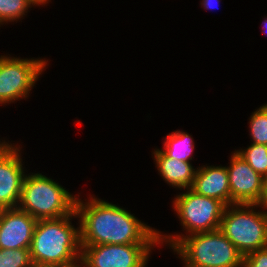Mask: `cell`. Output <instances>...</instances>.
I'll use <instances>...</instances> for the list:
<instances>
[{"label":"cell","mask_w":267,"mask_h":267,"mask_svg":"<svg viewBox=\"0 0 267 267\" xmlns=\"http://www.w3.org/2000/svg\"><path fill=\"white\" fill-rule=\"evenodd\" d=\"M186 190L175 197L172 205L186 235H164L159 231V244L169 243L171 249L187 235L218 230L226 207L220 200L199 195L191 188Z\"/></svg>","instance_id":"5b68a950"},{"label":"cell","mask_w":267,"mask_h":267,"mask_svg":"<svg viewBox=\"0 0 267 267\" xmlns=\"http://www.w3.org/2000/svg\"><path fill=\"white\" fill-rule=\"evenodd\" d=\"M258 206L259 204L228 205L220 222L218 230L243 256L267 247V212L253 209Z\"/></svg>","instance_id":"8992f818"},{"label":"cell","mask_w":267,"mask_h":267,"mask_svg":"<svg viewBox=\"0 0 267 267\" xmlns=\"http://www.w3.org/2000/svg\"><path fill=\"white\" fill-rule=\"evenodd\" d=\"M193 138L184 131H173L167 135L161 149L168 157L190 162L193 156L194 143Z\"/></svg>","instance_id":"5bb4252c"},{"label":"cell","mask_w":267,"mask_h":267,"mask_svg":"<svg viewBox=\"0 0 267 267\" xmlns=\"http://www.w3.org/2000/svg\"><path fill=\"white\" fill-rule=\"evenodd\" d=\"M36 4L32 0H0V26L14 22L27 15L28 9Z\"/></svg>","instance_id":"2e32d148"},{"label":"cell","mask_w":267,"mask_h":267,"mask_svg":"<svg viewBox=\"0 0 267 267\" xmlns=\"http://www.w3.org/2000/svg\"><path fill=\"white\" fill-rule=\"evenodd\" d=\"M154 160L157 170L161 177L180 190L188 189L193 186L196 170L190 162L172 159L168 157L161 149H154Z\"/></svg>","instance_id":"4fadbf2b"},{"label":"cell","mask_w":267,"mask_h":267,"mask_svg":"<svg viewBox=\"0 0 267 267\" xmlns=\"http://www.w3.org/2000/svg\"><path fill=\"white\" fill-rule=\"evenodd\" d=\"M191 189L199 195L220 200L226 206L231 205L226 166H202L197 168Z\"/></svg>","instance_id":"7c38bea8"},{"label":"cell","mask_w":267,"mask_h":267,"mask_svg":"<svg viewBox=\"0 0 267 267\" xmlns=\"http://www.w3.org/2000/svg\"><path fill=\"white\" fill-rule=\"evenodd\" d=\"M29 249H0V267H31Z\"/></svg>","instance_id":"ac0fdd59"},{"label":"cell","mask_w":267,"mask_h":267,"mask_svg":"<svg viewBox=\"0 0 267 267\" xmlns=\"http://www.w3.org/2000/svg\"><path fill=\"white\" fill-rule=\"evenodd\" d=\"M243 267H267V247L244 256Z\"/></svg>","instance_id":"d6986e66"},{"label":"cell","mask_w":267,"mask_h":267,"mask_svg":"<svg viewBox=\"0 0 267 267\" xmlns=\"http://www.w3.org/2000/svg\"><path fill=\"white\" fill-rule=\"evenodd\" d=\"M259 207L262 208L261 210H263V209L267 210V179H265V194H264V198H263L261 204H259Z\"/></svg>","instance_id":"44dd1931"},{"label":"cell","mask_w":267,"mask_h":267,"mask_svg":"<svg viewBox=\"0 0 267 267\" xmlns=\"http://www.w3.org/2000/svg\"><path fill=\"white\" fill-rule=\"evenodd\" d=\"M36 223L18 207L0 209V249H29Z\"/></svg>","instance_id":"8fae6325"},{"label":"cell","mask_w":267,"mask_h":267,"mask_svg":"<svg viewBox=\"0 0 267 267\" xmlns=\"http://www.w3.org/2000/svg\"><path fill=\"white\" fill-rule=\"evenodd\" d=\"M264 27H265V29L267 30V20L265 19V21H264Z\"/></svg>","instance_id":"cb8c5ba5"},{"label":"cell","mask_w":267,"mask_h":267,"mask_svg":"<svg viewBox=\"0 0 267 267\" xmlns=\"http://www.w3.org/2000/svg\"><path fill=\"white\" fill-rule=\"evenodd\" d=\"M36 6H40V5H46L47 3H49L50 1L49 0H32Z\"/></svg>","instance_id":"7402d4cb"},{"label":"cell","mask_w":267,"mask_h":267,"mask_svg":"<svg viewBox=\"0 0 267 267\" xmlns=\"http://www.w3.org/2000/svg\"><path fill=\"white\" fill-rule=\"evenodd\" d=\"M47 62L45 58L0 56V105L27 98Z\"/></svg>","instance_id":"52a82bcc"},{"label":"cell","mask_w":267,"mask_h":267,"mask_svg":"<svg viewBox=\"0 0 267 267\" xmlns=\"http://www.w3.org/2000/svg\"><path fill=\"white\" fill-rule=\"evenodd\" d=\"M173 251L186 267H243L244 256L219 230L187 235Z\"/></svg>","instance_id":"277c9868"},{"label":"cell","mask_w":267,"mask_h":267,"mask_svg":"<svg viewBox=\"0 0 267 267\" xmlns=\"http://www.w3.org/2000/svg\"><path fill=\"white\" fill-rule=\"evenodd\" d=\"M89 198L88 202L77 198L75 204L81 246L159 244V231L126 209L93 195Z\"/></svg>","instance_id":"6da1fadb"},{"label":"cell","mask_w":267,"mask_h":267,"mask_svg":"<svg viewBox=\"0 0 267 267\" xmlns=\"http://www.w3.org/2000/svg\"><path fill=\"white\" fill-rule=\"evenodd\" d=\"M77 196L41 173L24 177L18 208L36 220L56 219L75 211Z\"/></svg>","instance_id":"3957f363"},{"label":"cell","mask_w":267,"mask_h":267,"mask_svg":"<svg viewBox=\"0 0 267 267\" xmlns=\"http://www.w3.org/2000/svg\"><path fill=\"white\" fill-rule=\"evenodd\" d=\"M249 128L253 144L267 145V104L252 113Z\"/></svg>","instance_id":"e0dca14e"},{"label":"cell","mask_w":267,"mask_h":267,"mask_svg":"<svg viewBox=\"0 0 267 267\" xmlns=\"http://www.w3.org/2000/svg\"><path fill=\"white\" fill-rule=\"evenodd\" d=\"M73 217H78L75 211L61 218L37 220L29 248L34 264L80 266V231L72 225Z\"/></svg>","instance_id":"7a4b0ae2"},{"label":"cell","mask_w":267,"mask_h":267,"mask_svg":"<svg viewBox=\"0 0 267 267\" xmlns=\"http://www.w3.org/2000/svg\"><path fill=\"white\" fill-rule=\"evenodd\" d=\"M31 267H57V266H54V265H39V264H32Z\"/></svg>","instance_id":"603a6c76"},{"label":"cell","mask_w":267,"mask_h":267,"mask_svg":"<svg viewBox=\"0 0 267 267\" xmlns=\"http://www.w3.org/2000/svg\"><path fill=\"white\" fill-rule=\"evenodd\" d=\"M231 205L261 204L265 194V178L255 172L235 151L227 166Z\"/></svg>","instance_id":"9c48e42d"},{"label":"cell","mask_w":267,"mask_h":267,"mask_svg":"<svg viewBox=\"0 0 267 267\" xmlns=\"http://www.w3.org/2000/svg\"><path fill=\"white\" fill-rule=\"evenodd\" d=\"M249 166L267 179V145L251 143L247 149L235 150Z\"/></svg>","instance_id":"9a60e30c"},{"label":"cell","mask_w":267,"mask_h":267,"mask_svg":"<svg viewBox=\"0 0 267 267\" xmlns=\"http://www.w3.org/2000/svg\"><path fill=\"white\" fill-rule=\"evenodd\" d=\"M20 145L0 141V209L18 206L26 173Z\"/></svg>","instance_id":"30bf717a"},{"label":"cell","mask_w":267,"mask_h":267,"mask_svg":"<svg viewBox=\"0 0 267 267\" xmlns=\"http://www.w3.org/2000/svg\"><path fill=\"white\" fill-rule=\"evenodd\" d=\"M158 244L81 246L80 267H146Z\"/></svg>","instance_id":"ba28073f"},{"label":"cell","mask_w":267,"mask_h":267,"mask_svg":"<svg viewBox=\"0 0 267 267\" xmlns=\"http://www.w3.org/2000/svg\"><path fill=\"white\" fill-rule=\"evenodd\" d=\"M219 2L220 0H202L201 5L203 6V9H215V4Z\"/></svg>","instance_id":"ffe728a7"}]
</instances>
